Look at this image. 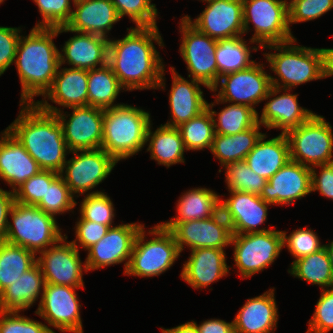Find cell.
<instances>
[{
	"label": "cell",
	"instance_id": "cell-11",
	"mask_svg": "<svg viewBox=\"0 0 333 333\" xmlns=\"http://www.w3.org/2000/svg\"><path fill=\"white\" fill-rule=\"evenodd\" d=\"M59 175L69 187L71 194L79 196L102 192L95 190L112 172L118 163L102 148L71 151ZM93 189V191H92Z\"/></svg>",
	"mask_w": 333,
	"mask_h": 333
},
{
	"label": "cell",
	"instance_id": "cell-20",
	"mask_svg": "<svg viewBox=\"0 0 333 333\" xmlns=\"http://www.w3.org/2000/svg\"><path fill=\"white\" fill-rule=\"evenodd\" d=\"M229 197L223 199L220 195V211L229 222L232 234H248L265 232L268 229L262 226L268 216L270 203L265 202L259 195L243 191H228Z\"/></svg>",
	"mask_w": 333,
	"mask_h": 333
},
{
	"label": "cell",
	"instance_id": "cell-42",
	"mask_svg": "<svg viewBox=\"0 0 333 333\" xmlns=\"http://www.w3.org/2000/svg\"><path fill=\"white\" fill-rule=\"evenodd\" d=\"M78 202L71 194L69 187L65 184L63 178L58 175L50 185H47L45 197L36 205L48 215L57 218V215L72 212Z\"/></svg>",
	"mask_w": 333,
	"mask_h": 333
},
{
	"label": "cell",
	"instance_id": "cell-7",
	"mask_svg": "<svg viewBox=\"0 0 333 333\" xmlns=\"http://www.w3.org/2000/svg\"><path fill=\"white\" fill-rule=\"evenodd\" d=\"M9 218L11 220H8L4 241L24 247L36 255L66 235L63 234L56 218L34 205H24L15 201Z\"/></svg>",
	"mask_w": 333,
	"mask_h": 333
},
{
	"label": "cell",
	"instance_id": "cell-30",
	"mask_svg": "<svg viewBox=\"0 0 333 333\" xmlns=\"http://www.w3.org/2000/svg\"><path fill=\"white\" fill-rule=\"evenodd\" d=\"M45 287L44 276L36 262L20 278L0 293V311L24 312L33 307L36 301L41 303ZM40 296V297H39Z\"/></svg>",
	"mask_w": 333,
	"mask_h": 333
},
{
	"label": "cell",
	"instance_id": "cell-39",
	"mask_svg": "<svg viewBox=\"0 0 333 333\" xmlns=\"http://www.w3.org/2000/svg\"><path fill=\"white\" fill-rule=\"evenodd\" d=\"M36 256L24 247L0 242V293L36 263Z\"/></svg>",
	"mask_w": 333,
	"mask_h": 333
},
{
	"label": "cell",
	"instance_id": "cell-10",
	"mask_svg": "<svg viewBox=\"0 0 333 333\" xmlns=\"http://www.w3.org/2000/svg\"><path fill=\"white\" fill-rule=\"evenodd\" d=\"M234 265L241 279L269 268L283 249L282 230L271 229L265 232L232 234Z\"/></svg>",
	"mask_w": 333,
	"mask_h": 333
},
{
	"label": "cell",
	"instance_id": "cell-33",
	"mask_svg": "<svg viewBox=\"0 0 333 333\" xmlns=\"http://www.w3.org/2000/svg\"><path fill=\"white\" fill-rule=\"evenodd\" d=\"M183 192L176 203L177 215L161 223H180L211 218L220 211V195L216 191L200 186Z\"/></svg>",
	"mask_w": 333,
	"mask_h": 333
},
{
	"label": "cell",
	"instance_id": "cell-2",
	"mask_svg": "<svg viewBox=\"0 0 333 333\" xmlns=\"http://www.w3.org/2000/svg\"><path fill=\"white\" fill-rule=\"evenodd\" d=\"M19 38L15 61L21 83L19 104H35L34 97L50 89L60 65L59 49L54 39L57 28L32 27Z\"/></svg>",
	"mask_w": 333,
	"mask_h": 333
},
{
	"label": "cell",
	"instance_id": "cell-8",
	"mask_svg": "<svg viewBox=\"0 0 333 333\" xmlns=\"http://www.w3.org/2000/svg\"><path fill=\"white\" fill-rule=\"evenodd\" d=\"M242 2L244 36L250 30L254 31L250 40L261 48L268 44L286 43L296 38L289 27L287 0H242ZM250 24L253 25V30Z\"/></svg>",
	"mask_w": 333,
	"mask_h": 333
},
{
	"label": "cell",
	"instance_id": "cell-28",
	"mask_svg": "<svg viewBox=\"0 0 333 333\" xmlns=\"http://www.w3.org/2000/svg\"><path fill=\"white\" fill-rule=\"evenodd\" d=\"M275 298V287L248 298L233 319L234 332L275 333L279 320Z\"/></svg>",
	"mask_w": 333,
	"mask_h": 333
},
{
	"label": "cell",
	"instance_id": "cell-29",
	"mask_svg": "<svg viewBox=\"0 0 333 333\" xmlns=\"http://www.w3.org/2000/svg\"><path fill=\"white\" fill-rule=\"evenodd\" d=\"M70 21L73 32L96 34L110 39V31L121 19L110 0H74Z\"/></svg>",
	"mask_w": 333,
	"mask_h": 333
},
{
	"label": "cell",
	"instance_id": "cell-46",
	"mask_svg": "<svg viewBox=\"0 0 333 333\" xmlns=\"http://www.w3.org/2000/svg\"><path fill=\"white\" fill-rule=\"evenodd\" d=\"M58 175L59 173L53 170H40L13 191L15 201L36 206L45 197L47 185H50Z\"/></svg>",
	"mask_w": 333,
	"mask_h": 333
},
{
	"label": "cell",
	"instance_id": "cell-22",
	"mask_svg": "<svg viewBox=\"0 0 333 333\" xmlns=\"http://www.w3.org/2000/svg\"><path fill=\"white\" fill-rule=\"evenodd\" d=\"M298 95L291 89L272 86L263 100L266 103L261 114L258 112V122L268 130L279 129L281 133H286L308 121L315 113L300 106Z\"/></svg>",
	"mask_w": 333,
	"mask_h": 333
},
{
	"label": "cell",
	"instance_id": "cell-54",
	"mask_svg": "<svg viewBox=\"0 0 333 333\" xmlns=\"http://www.w3.org/2000/svg\"><path fill=\"white\" fill-rule=\"evenodd\" d=\"M15 202L14 192L0 187V242L6 238L9 212Z\"/></svg>",
	"mask_w": 333,
	"mask_h": 333
},
{
	"label": "cell",
	"instance_id": "cell-40",
	"mask_svg": "<svg viewBox=\"0 0 333 333\" xmlns=\"http://www.w3.org/2000/svg\"><path fill=\"white\" fill-rule=\"evenodd\" d=\"M187 151L211 149L214 139V121L208 108L198 116L177 127Z\"/></svg>",
	"mask_w": 333,
	"mask_h": 333
},
{
	"label": "cell",
	"instance_id": "cell-57",
	"mask_svg": "<svg viewBox=\"0 0 333 333\" xmlns=\"http://www.w3.org/2000/svg\"><path fill=\"white\" fill-rule=\"evenodd\" d=\"M323 52L324 78L333 76V48H321Z\"/></svg>",
	"mask_w": 333,
	"mask_h": 333
},
{
	"label": "cell",
	"instance_id": "cell-14",
	"mask_svg": "<svg viewBox=\"0 0 333 333\" xmlns=\"http://www.w3.org/2000/svg\"><path fill=\"white\" fill-rule=\"evenodd\" d=\"M81 288L85 287L45 283L41 303L34 313L44 319L53 333H56L54 329L62 333H84L82 305L76 292Z\"/></svg>",
	"mask_w": 333,
	"mask_h": 333
},
{
	"label": "cell",
	"instance_id": "cell-31",
	"mask_svg": "<svg viewBox=\"0 0 333 333\" xmlns=\"http://www.w3.org/2000/svg\"><path fill=\"white\" fill-rule=\"evenodd\" d=\"M289 160V142L285 133L269 139L264 133L244 161L252 171L268 181Z\"/></svg>",
	"mask_w": 333,
	"mask_h": 333
},
{
	"label": "cell",
	"instance_id": "cell-26",
	"mask_svg": "<svg viewBox=\"0 0 333 333\" xmlns=\"http://www.w3.org/2000/svg\"><path fill=\"white\" fill-rule=\"evenodd\" d=\"M224 249L198 248L191 250L187 261L182 263L180 278L193 289L209 287L222 277H227L233 268L227 264Z\"/></svg>",
	"mask_w": 333,
	"mask_h": 333
},
{
	"label": "cell",
	"instance_id": "cell-18",
	"mask_svg": "<svg viewBox=\"0 0 333 333\" xmlns=\"http://www.w3.org/2000/svg\"><path fill=\"white\" fill-rule=\"evenodd\" d=\"M143 223H121L110 227L96 244L89 247L85 258L86 269L96 271L124 263V272L130 261L134 240Z\"/></svg>",
	"mask_w": 333,
	"mask_h": 333
},
{
	"label": "cell",
	"instance_id": "cell-6",
	"mask_svg": "<svg viewBox=\"0 0 333 333\" xmlns=\"http://www.w3.org/2000/svg\"><path fill=\"white\" fill-rule=\"evenodd\" d=\"M145 228L144 224L136 235L124 275L140 278L158 277L171 269L181 256L173 233L160 222L148 230ZM148 235L151 236L150 239Z\"/></svg>",
	"mask_w": 333,
	"mask_h": 333
},
{
	"label": "cell",
	"instance_id": "cell-23",
	"mask_svg": "<svg viewBox=\"0 0 333 333\" xmlns=\"http://www.w3.org/2000/svg\"><path fill=\"white\" fill-rule=\"evenodd\" d=\"M310 193V167L289 160L266 182L260 197L273 206H290Z\"/></svg>",
	"mask_w": 333,
	"mask_h": 333
},
{
	"label": "cell",
	"instance_id": "cell-4",
	"mask_svg": "<svg viewBox=\"0 0 333 333\" xmlns=\"http://www.w3.org/2000/svg\"><path fill=\"white\" fill-rule=\"evenodd\" d=\"M297 44L295 38L286 43L268 44L261 48L270 50L263 53V56L270 71L274 73V76L270 74L272 86L292 90L299 85L324 79L322 49Z\"/></svg>",
	"mask_w": 333,
	"mask_h": 333
},
{
	"label": "cell",
	"instance_id": "cell-24",
	"mask_svg": "<svg viewBox=\"0 0 333 333\" xmlns=\"http://www.w3.org/2000/svg\"><path fill=\"white\" fill-rule=\"evenodd\" d=\"M57 33H75L59 50L60 65L91 70L107 64L109 38L89 33L73 32L59 26ZM66 63V64H65Z\"/></svg>",
	"mask_w": 333,
	"mask_h": 333
},
{
	"label": "cell",
	"instance_id": "cell-55",
	"mask_svg": "<svg viewBox=\"0 0 333 333\" xmlns=\"http://www.w3.org/2000/svg\"><path fill=\"white\" fill-rule=\"evenodd\" d=\"M200 333H235L233 321L227 322L219 318H211L205 321H201L200 324H197L196 321L192 320Z\"/></svg>",
	"mask_w": 333,
	"mask_h": 333
},
{
	"label": "cell",
	"instance_id": "cell-44",
	"mask_svg": "<svg viewBox=\"0 0 333 333\" xmlns=\"http://www.w3.org/2000/svg\"><path fill=\"white\" fill-rule=\"evenodd\" d=\"M120 19L128 17L135 26H157L158 9L152 0H110ZM154 1V0H153Z\"/></svg>",
	"mask_w": 333,
	"mask_h": 333
},
{
	"label": "cell",
	"instance_id": "cell-27",
	"mask_svg": "<svg viewBox=\"0 0 333 333\" xmlns=\"http://www.w3.org/2000/svg\"><path fill=\"white\" fill-rule=\"evenodd\" d=\"M42 170L18 139L6 128L0 132V180L14 191Z\"/></svg>",
	"mask_w": 333,
	"mask_h": 333
},
{
	"label": "cell",
	"instance_id": "cell-47",
	"mask_svg": "<svg viewBox=\"0 0 333 333\" xmlns=\"http://www.w3.org/2000/svg\"><path fill=\"white\" fill-rule=\"evenodd\" d=\"M38 7L42 20L34 27L56 28L65 26L71 19L74 0H32Z\"/></svg>",
	"mask_w": 333,
	"mask_h": 333
},
{
	"label": "cell",
	"instance_id": "cell-37",
	"mask_svg": "<svg viewBox=\"0 0 333 333\" xmlns=\"http://www.w3.org/2000/svg\"><path fill=\"white\" fill-rule=\"evenodd\" d=\"M87 90L88 105L102 109L123 104L116 99L121 92L127 91L108 64L88 70Z\"/></svg>",
	"mask_w": 333,
	"mask_h": 333
},
{
	"label": "cell",
	"instance_id": "cell-56",
	"mask_svg": "<svg viewBox=\"0 0 333 333\" xmlns=\"http://www.w3.org/2000/svg\"><path fill=\"white\" fill-rule=\"evenodd\" d=\"M160 330L162 333H200L192 320L172 328L160 327Z\"/></svg>",
	"mask_w": 333,
	"mask_h": 333
},
{
	"label": "cell",
	"instance_id": "cell-38",
	"mask_svg": "<svg viewBox=\"0 0 333 333\" xmlns=\"http://www.w3.org/2000/svg\"><path fill=\"white\" fill-rule=\"evenodd\" d=\"M287 272L295 278L317 285L320 289L333 287V267L324 248L306 257L292 261Z\"/></svg>",
	"mask_w": 333,
	"mask_h": 333
},
{
	"label": "cell",
	"instance_id": "cell-21",
	"mask_svg": "<svg viewBox=\"0 0 333 333\" xmlns=\"http://www.w3.org/2000/svg\"><path fill=\"white\" fill-rule=\"evenodd\" d=\"M88 70L59 65L50 89L36 105L45 112L57 113L71 107L88 105ZM48 101L62 107L51 105Z\"/></svg>",
	"mask_w": 333,
	"mask_h": 333
},
{
	"label": "cell",
	"instance_id": "cell-13",
	"mask_svg": "<svg viewBox=\"0 0 333 333\" xmlns=\"http://www.w3.org/2000/svg\"><path fill=\"white\" fill-rule=\"evenodd\" d=\"M264 68L263 63L256 61L247 69L227 73L219 78L211 92L222 102L256 110L255 107L263 102L272 87L270 73Z\"/></svg>",
	"mask_w": 333,
	"mask_h": 333
},
{
	"label": "cell",
	"instance_id": "cell-51",
	"mask_svg": "<svg viewBox=\"0 0 333 333\" xmlns=\"http://www.w3.org/2000/svg\"><path fill=\"white\" fill-rule=\"evenodd\" d=\"M73 229L75 231V239L71 242L78 250L84 249L86 252L89 247L103 238L110 229V226L81 219L78 216Z\"/></svg>",
	"mask_w": 333,
	"mask_h": 333
},
{
	"label": "cell",
	"instance_id": "cell-5",
	"mask_svg": "<svg viewBox=\"0 0 333 333\" xmlns=\"http://www.w3.org/2000/svg\"><path fill=\"white\" fill-rule=\"evenodd\" d=\"M151 123L150 111L142 107L123 103L104 109L101 148L118 163L136 156L146 145Z\"/></svg>",
	"mask_w": 333,
	"mask_h": 333
},
{
	"label": "cell",
	"instance_id": "cell-43",
	"mask_svg": "<svg viewBox=\"0 0 333 333\" xmlns=\"http://www.w3.org/2000/svg\"><path fill=\"white\" fill-rule=\"evenodd\" d=\"M79 217L88 221L97 222L110 227L116 226L114 224L115 205L113 204L112 198L102 192L87 194L82 198L79 205Z\"/></svg>",
	"mask_w": 333,
	"mask_h": 333
},
{
	"label": "cell",
	"instance_id": "cell-9",
	"mask_svg": "<svg viewBox=\"0 0 333 333\" xmlns=\"http://www.w3.org/2000/svg\"><path fill=\"white\" fill-rule=\"evenodd\" d=\"M285 135L289 142L290 160L310 168L333 162V126L323 115L315 113Z\"/></svg>",
	"mask_w": 333,
	"mask_h": 333
},
{
	"label": "cell",
	"instance_id": "cell-19",
	"mask_svg": "<svg viewBox=\"0 0 333 333\" xmlns=\"http://www.w3.org/2000/svg\"><path fill=\"white\" fill-rule=\"evenodd\" d=\"M205 9L192 18L184 15L186 20L198 31L220 40L235 36H244L242 0H205Z\"/></svg>",
	"mask_w": 333,
	"mask_h": 333
},
{
	"label": "cell",
	"instance_id": "cell-3",
	"mask_svg": "<svg viewBox=\"0 0 333 333\" xmlns=\"http://www.w3.org/2000/svg\"><path fill=\"white\" fill-rule=\"evenodd\" d=\"M17 118L6 127L43 170L60 172L69 149L63 129L55 114L36 104H19Z\"/></svg>",
	"mask_w": 333,
	"mask_h": 333
},
{
	"label": "cell",
	"instance_id": "cell-35",
	"mask_svg": "<svg viewBox=\"0 0 333 333\" xmlns=\"http://www.w3.org/2000/svg\"><path fill=\"white\" fill-rule=\"evenodd\" d=\"M256 44L250 46L248 44ZM261 47L249 39L246 41L244 36H235L231 38L220 39L217 41L215 50L216 63L218 66L219 78L227 73L236 72L249 68L256 60H252L251 52H257Z\"/></svg>",
	"mask_w": 333,
	"mask_h": 333
},
{
	"label": "cell",
	"instance_id": "cell-53",
	"mask_svg": "<svg viewBox=\"0 0 333 333\" xmlns=\"http://www.w3.org/2000/svg\"><path fill=\"white\" fill-rule=\"evenodd\" d=\"M320 169V172L317 171ZM311 169V192L318 191L320 195L333 200V162L313 166Z\"/></svg>",
	"mask_w": 333,
	"mask_h": 333
},
{
	"label": "cell",
	"instance_id": "cell-58",
	"mask_svg": "<svg viewBox=\"0 0 333 333\" xmlns=\"http://www.w3.org/2000/svg\"><path fill=\"white\" fill-rule=\"evenodd\" d=\"M328 243V244H327ZM326 244H324V247H325V249H326V251H327V254H328V256H329V260H330V263H331V265H332V267H333V241L331 240H329V242H327Z\"/></svg>",
	"mask_w": 333,
	"mask_h": 333
},
{
	"label": "cell",
	"instance_id": "cell-12",
	"mask_svg": "<svg viewBox=\"0 0 333 333\" xmlns=\"http://www.w3.org/2000/svg\"><path fill=\"white\" fill-rule=\"evenodd\" d=\"M178 24L181 34L179 53L186 64L188 78L203 83L211 90L218 83L217 40L198 31L184 16Z\"/></svg>",
	"mask_w": 333,
	"mask_h": 333
},
{
	"label": "cell",
	"instance_id": "cell-16",
	"mask_svg": "<svg viewBox=\"0 0 333 333\" xmlns=\"http://www.w3.org/2000/svg\"><path fill=\"white\" fill-rule=\"evenodd\" d=\"M160 224L173 233L181 253L185 247L190 251L198 248L226 250L231 243L230 224L221 211L211 218Z\"/></svg>",
	"mask_w": 333,
	"mask_h": 333
},
{
	"label": "cell",
	"instance_id": "cell-52",
	"mask_svg": "<svg viewBox=\"0 0 333 333\" xmlns=\"http://www.w3.org/2000/svg\"><path fill=\"white\" fill-rule=\"evenodd\" d=\"M21 27L0 26V77L15 61Z\"/></svg>",
	"mask_w": 333,
	"mask_h": 333
},
{
	"label": "cell",
	"instance_id": "cell-1",
	"mask_svg": "<svg viewBox=\"0 0 333 333\" xmlns=\"http://www.w3.org/2000/svg\"><path fill=\"white\" fill-rule=\"evenodd\" d=\"M161 35L158 26H132L123 38L109 39L107 64L128 92L167 90L166 65L154 45L164 48Z\"/></svg>",
	"mask_w": 333,
	"mask_h": 333
},
{
	"label": "cell",
	"instance_id": "cell-34",
	"mask_svg": "<svg viewBox=\"0 0 333 333\" xmlns=\"http://www.w3.org/2000/svg\"><path fill=\"white\" fill-rule=\"evenodd\" d=\"M261 127L263 126L258 122L255 126L235 135L214 134L210 152L215 160L220 162L221 168L218 173H221L222 168L229 163L245 160L247 154L264 134L260 131Z\"/></svg>",
	"mask_w": 333,
	"mask_h": 333
},
{
	"label": "cell",
	"instance_id": "cell-15",
	"mask_svg": "<svg viewBox=\"0 0 333 333\" xmlns=\"http://www.w3.org/2000/svg\"><path fill=\"white\" fill-rule=\"evenodd\" d=\"M64 235L53 246L39 252L36 262L41 268L45 283L85 287L83 274L87 273L80 251Z\"/></svg>",
	"mask_w": 333,
	"mask_h": 333
},
{
	"label": "cell",
	"instance_id": "cell-50",
	"mask_svg": "<svg viewBox=\"0 0 333 333\" xmlns=\"http://www.w3.org/2000/svg\"><path fill=\"white\" fill-rule=\"evenodd\" d=\"M20 313L0 311V333H53L45 322Z\"/></svg>",
	"mask_w": 333,
	"mask_h": 333
},
{
	"label": "cell",
	"instance_id": "cell-41",
	"mask_svg": "<svg viewBox=\"0 0 333 333\" xmlns=\"http://www.w3.org/2000/svg\"><path fill=\"white\" fill-rule=\"evenodd\" d=\"M225 183L227 191H243L259 195L262 192L267 180L252 169L243 161L229 163L224 168Z\"/></svg>",
	"mask_w": 333,
	"mask_h": 333
},
{
	"label": "cell",
	"instance_id": "cell-48",
	"mask_svg": "<svg viewBox=\"0 0 333 333\" xmlns=\"http://www.w3.org/2000/svg\"><path fill=\"white\" fill-rule=\"evenodd\" d=\"M333 9V0H289V27L313 21Z\"/></svg>",
	"mask_w": 333,
	"mask_h": 333
},
{
	"label": "cell",
	"instance_id": "cell-17",
	"mask_svg": "<svg viewBox=\"0 0 333 333\" xmlns=\"http://www.w3.org/2000/svg\"><path fill=\"white\" fill-rule=\"evenodd\" d=\"M68 109L72 112L62 110L54 114L62 126L69 151L101 148L104 109L90 105Z\"/></svg>",
	"mask_w": 333,
	"mask_h": 333
},
{
	"label": "cell",
	"instance_id": "cell-32",
	"mask_svg": "<svg viewBox=\"0 0 333 333\" xmlns=\"http://www.w3.org/2000/svg\"><path fill=\"white\" fill-rule=\"evenodd\" d=\"M153 122L147 131L146 152H150V159L155 160L158 165L170 168L175 164H185V149L181 133L176 127L160 125L155 131Z\"/></svg>",
	"mask_w": 333,
	"mask_h": 333
},
{
	"label": "cell",
	"instance_id": "cell-49",
	"mask_svg": "<svg viewBox=\"0 0 333 333\" xmlns=\"http://www.w3.org/2000/svg\"><path fill=\"white\" fill-rule=\"evenodd\" d=\"M306 333H328L333 330V287L322 289Z\"/></svg>",
	"mask_w": 333,
	"mask_h": 333
},
{
	"label": "cell",
	"instance_id": "cell-25",
	"mask_svg": "<svg viewBox=\"0 0 333 333\" xmlns=\"http://www.w3.org/2000/svg\"><path fill=\"white\" fill-rule=\"evenodd\" d=\"M170 72L172 74V84L168 93V101L169 114L171 115L169 117L171 118H168V121L163 125L177 128L191 118L198 116L207 108V101L201 87L204 86L209 91L211 90L197 80L188 79V77L185 79L176 72V68L173 66H170Z\"/></svg>",
	"mask_w": 333,
	"mask_h": 333
},
{
	"label": "cell",
	"instance_id": "cell-45",
	"mask_svg": "<svg viewBox=\"0 0 333 333\" xmlns=\"http://www.w3.org/2000/svg\"><path fill=\"white\" fill-rule=\"evenodd\" d=\"M287 233L288 231H282L283 248L288 249V252L294 258L293 261L324 248L318 234L307 226L294 229L289 235Z\"/></svg>",
	"mask_w": 333,
	"mask_h": 333
},
{
	"label": "cell",
	"instance_id": "cell-36",
	"mask_svg": "<svg viewBox=\"0 0 333 333\" xmlns=\"http://www.w3.org/2000/svg\"><path fill=\"white\" fill-rule=\"evenodd\" d=\"M214 102L208 103L207 108L212 114L214 131L216 134L235 135L247 130L258 123V111L250 106L222 102L214 94ZM219 112L213 109L214 106L224 104Z\"/></svg>",
	"mask_w": 333,
	"mask_h": 333
}]
</instances>
